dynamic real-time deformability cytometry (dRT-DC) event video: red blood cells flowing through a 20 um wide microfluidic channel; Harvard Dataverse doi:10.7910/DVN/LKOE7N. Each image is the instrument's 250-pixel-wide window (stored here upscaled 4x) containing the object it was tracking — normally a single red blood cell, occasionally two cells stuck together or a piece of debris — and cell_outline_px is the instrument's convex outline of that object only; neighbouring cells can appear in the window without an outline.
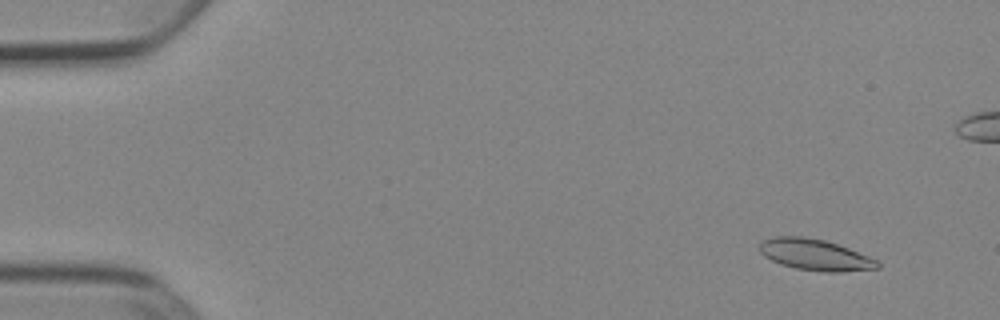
{"species": "Egyptian fruit bat (a non-hibernating species)", "species_latin": "Rousettus aegyptiacus", "temperature_condition": "cold", "stored_images_in_passage": 48, "camera_frame_rate_fps": 3000, "um_per_image_px": 0.085, "animal": {"sex": "female"}, "frame": {"image": 1, "passage_image": 5, "time_ms": 1.333, "image_size_px": [1000, 320], "cell_outline_px": [[880, 268], [840, 272], [824, 272], [796, 268], [780, 264], [764, 256], [760, 252], [760, 244], [764, 240], [776, 236], [804, 236], [824, 240], [848, 248], [880, 260]], "centroid_in_image_um": [69.32, 21.66], "position_along_channel_um": 15.7, "area_um2": 21.44}}
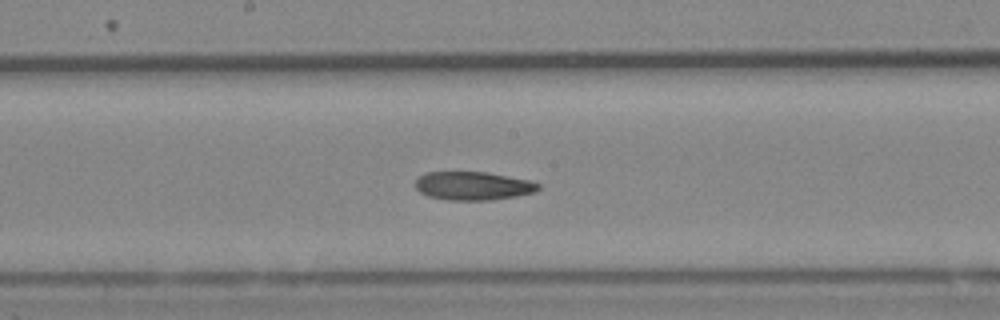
{"frame": {"image": 2, "passage_image": 29, "time_ms": 9.333, "image_size_px": [1000, 320], "cell_outline_px": [[540, 188], [536, 192], [516, 196], [488, 200], [448, 200], [428, 196], [420, 192], [416, 188], [416, 180], [424, 172], [488, 172], [528, 180], [540, 184]], "centroid_in_image_um": [40.21, 15.79], "position_along_channel_um": 208.0, "area_um2": 20.35}}
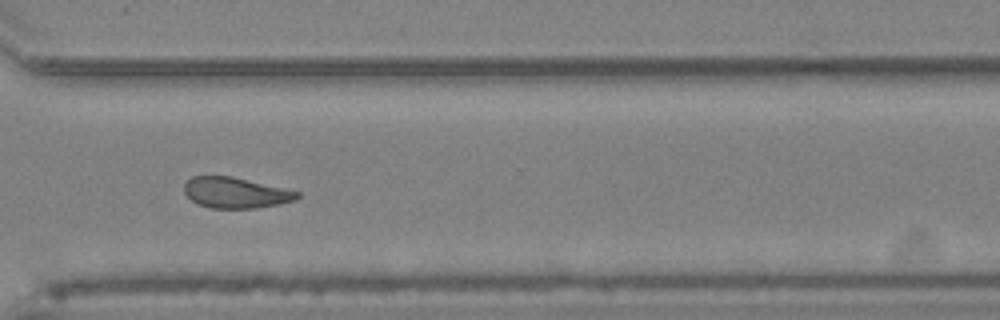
{"frame": {"image": 3, "passage_image": 40, "time_ms": 13.0, "image_size_px": [1000, 320], "cell_outline_px": [[300, 196], [296, 200], [280, 204], [256, 208], [212, 208], [200, 204], [192, 200], [184, 192], [184, 184], [192, 176], [232, 176], [300, 192]], "centroid_in_image_um": [20.04, 16.38], "position_along_channel_um": 350.6, "area_um2": 20.11}, "authors_computed_cell_mechanics": {"area_um2": 21.4438, "velocity_mm_per_s": 3.8853, "shape_relaxation_time_tau1_ms": 5.1902, "shape_relaxation_time_tau2_ms": 7.1659, "deformation_change_tau1": 0.1598, "deformation_change_tau2": 0.1588}}